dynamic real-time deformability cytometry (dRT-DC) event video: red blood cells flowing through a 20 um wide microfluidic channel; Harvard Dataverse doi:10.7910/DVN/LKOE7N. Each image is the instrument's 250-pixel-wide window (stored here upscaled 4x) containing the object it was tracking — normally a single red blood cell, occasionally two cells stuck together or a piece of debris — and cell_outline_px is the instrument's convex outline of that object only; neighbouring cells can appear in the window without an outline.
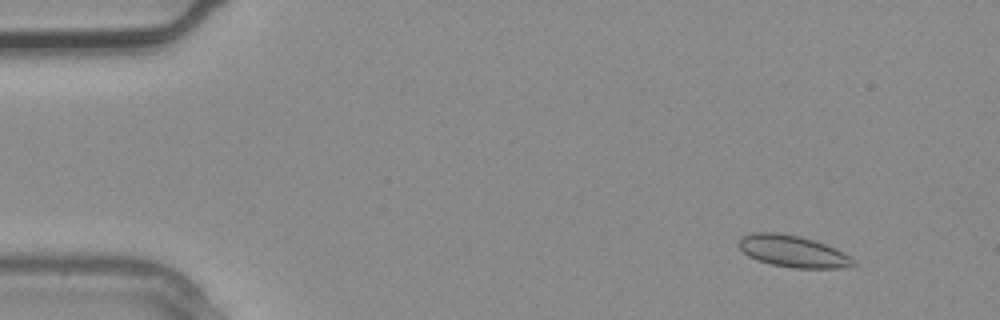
{"species": "common noctule bat (a hibernating species)", "species_latin": "Nyctalus noctula", "temperature_condition": "warm", "stored_images_in_passage": 3, "camera_frame_rate_fps": 3000, "um_per_image_px": 0.085, "animal": {"sex": "male", "body_mass_g": 20.4}, "frame": {"image": 1, "passage_image": 1, "time_ms": 0.0, "image_size_px": [1000, 320], "cell_outline_px": [[856, 264], [840, 268], [792, 268], [772, 264], [756, 260], [748, 256], [736, 244], [744, 236], [756, 232], [776, 232], [800, 236], [824, 244], [844, 252], [852, 256], [856, 260]], "centroid_in_image_um": [67.41, 21.37], "position_along_channel_um": 17.6, "area_um2": 21.15}}
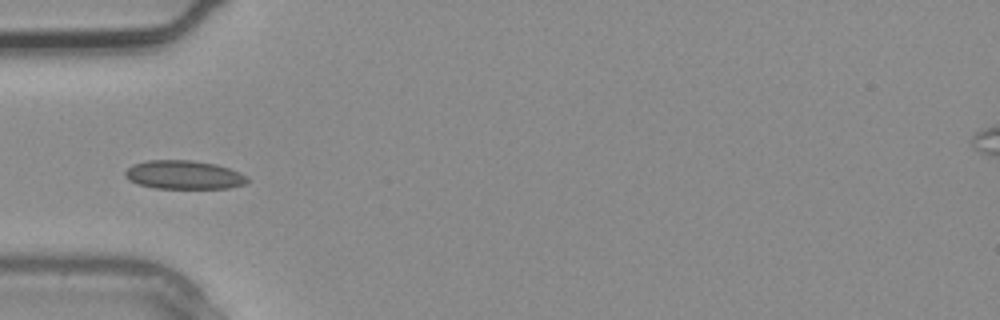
{"frame": {"image": 2, "passage_image": 3, "time_ms": 0.667, "image_size_px": [1000, 320], "cell_outline_px": [[252, 180], [244, 184], [228, 188], [156, 188], [140, 184], [128, 180], [124, 176], [124, 172], [132, 164], [148, 160], [192, 160], [216, 164], [240, 172], [248, 176]], "centroid_in_image_um": [15.65, 14.85], "position_along_channel_um": 69.3, "area_um2": 20.52}}